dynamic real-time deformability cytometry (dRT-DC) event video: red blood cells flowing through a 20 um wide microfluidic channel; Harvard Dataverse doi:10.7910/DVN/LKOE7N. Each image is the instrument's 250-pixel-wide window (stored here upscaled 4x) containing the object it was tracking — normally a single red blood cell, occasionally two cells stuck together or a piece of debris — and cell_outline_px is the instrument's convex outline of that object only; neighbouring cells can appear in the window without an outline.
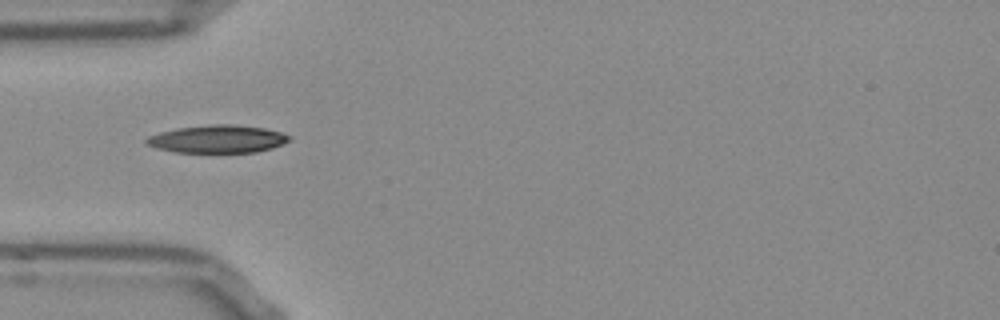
{"species": "Egyptian fruit bat (a non-hibernating species)", "species_latin": "Rousettus aegyptiacus", "temperature_condition": "room temperature", "stored_images_in_passage": 38, "camera_frame_rate_fps": 3000, "um_per_image_px": 0.085, "frame": {"image": 1, "passage_image": 1, "time_ms": 0.0, "image_size_px": [1000, 320], "cell_outline_px": [[292, 136], [288, 140], [272, 148], [256, 152], [176, 152], [156, 148], [144, 144], [144, 140], [148, 136], [160, 132], [176, 128], [208, 124], [232, 124], [264, 128], [280, 132]], "centroid_in_image_um": [18.43, 11.81], "position_along_channel_um": 66.6, "area_um2": 23.12}}
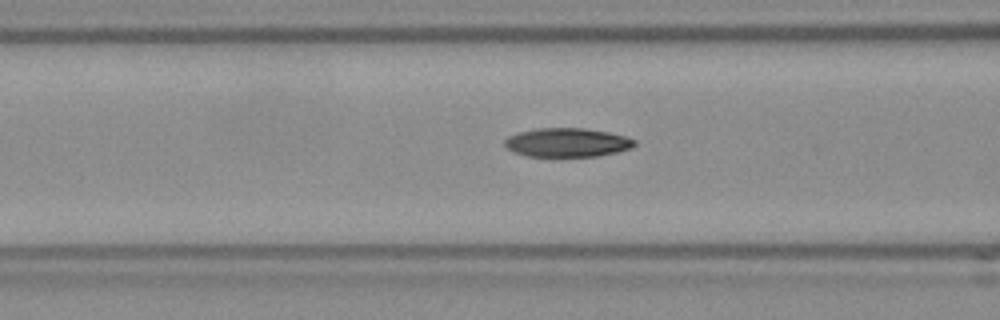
{"frame": {"image": 2, "passage_image": 5, "time_ms": 1.333, "image_size_px": [1000, 320], "cell_outline_px": [[636, 144], [632, 148], [616, 152], [596, 156], [528, 156], [516, 152], [508, 148], [504, 144], [504, 140], [508, 136], [520, 132], [536, 128], [584, 128], [608, 132], [624, 136], [636, 140]], "centroid_in_image_um": [48.22, 12.1], "position_along_channel_um": 118.4, "area_um2": 21.68}}
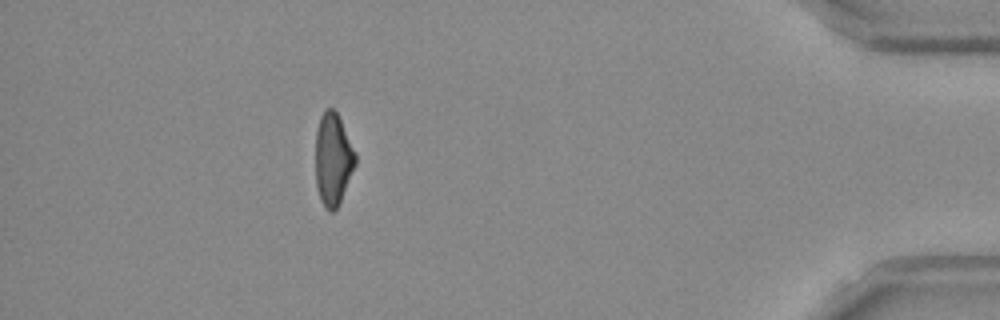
{"frame": {"image": 3, "passage_image": 32, "time_ms": 10.333, "image_size_px": [1000, 320], "cell_outline_px": [[356, 164], [340, 204], [332, 212], [328, 212], [324, 208], [320, 200], [316, 184], [316, 128], [320, 116], [324, 108], [332, 108], [336, 112], [340, 120], [356, 156]], "centroid_in_image_um": [28.29, 13.58], "position_along_channel_um": 406.9, "area_um2": 21.44}, "authors_computed_cell_mechanics": {"area_um2": 22.253, "velocity_mm_per_s": 3.8313, "shape_relaxation_time_tau1_ms": 5.9717, "shape_relaxation_time_tau2_ms": 4.1277, "deformation_change_tau1": 0.1815, "deformation_change_tau2": 0.112}}